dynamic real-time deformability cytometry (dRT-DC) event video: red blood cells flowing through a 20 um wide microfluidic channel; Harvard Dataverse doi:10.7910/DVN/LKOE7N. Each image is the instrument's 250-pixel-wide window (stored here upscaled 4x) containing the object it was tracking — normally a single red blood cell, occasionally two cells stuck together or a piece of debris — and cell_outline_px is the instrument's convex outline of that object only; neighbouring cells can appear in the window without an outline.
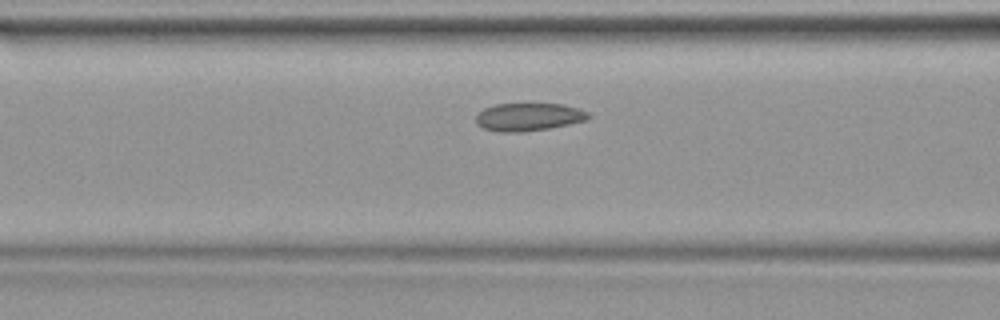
{"species": "common noctule bat (a hibernating species)", "species_latin": "Nyctalus noctula", "temperature_condition": "warm", "stored_images_in_passage": 34, "camera_frame_rate_fps": 3000, "um_per_image_px": 0.085, "animal": {"sex": "female", "body_mass_g": 19.9}, "frame": {"image": 1, "passage_image": 10, "time_ms": 3.0, "image_size_px": [1000, 320], "cell_outline_px": [[592, 116], [588, 120], [548, 128], [520, 132], [500, 132], [484, 128], [476, 124], [476, 112], [484, 108], [496, 104], [560, 104], [576, 108], [588, 112]], "centroid_in_image_um": [44.9, 9.94], "position_along_channel_um": 121.7, "area_um2": 18.21}}